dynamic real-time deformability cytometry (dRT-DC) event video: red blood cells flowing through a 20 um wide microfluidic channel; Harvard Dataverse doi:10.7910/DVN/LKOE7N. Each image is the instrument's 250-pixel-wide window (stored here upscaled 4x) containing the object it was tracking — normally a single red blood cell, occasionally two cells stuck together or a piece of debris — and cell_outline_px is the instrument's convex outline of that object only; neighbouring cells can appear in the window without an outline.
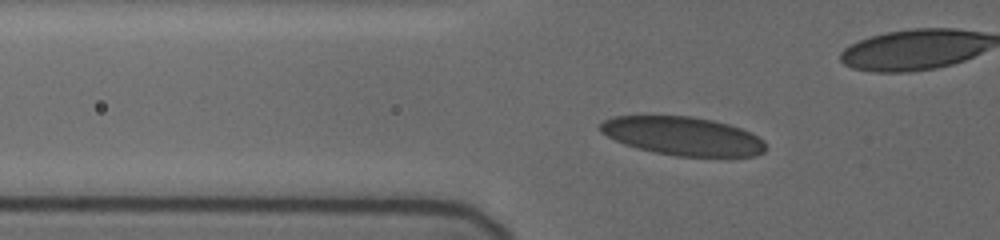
{"species": "human", "species_latin": "Homo sapiens", "temperature_condition": "cold", "stored_images_in_passage": 35, "camera_frame_rate_fps": 3000, "um_per_image_px": 0.085, "donor": {"sex": "female"}, "frame": {"image": 1, "passage_image": 5, "time_ms": 1.667, "image_size_px": [1000, 240], "cell_outline_px": [[764, 152], [756, 156], [676, 156], [636, 148], [624, 144], [600, 132], [600, 124], [604, 120], [616, 116], [692, 116], [712, 120], [728, 124], [740, 128], [764, 140]], "centroid_in_image_um": [58.02, 11.56], "position_along_channel_um": 67.8, "area_um2": 36.82}}
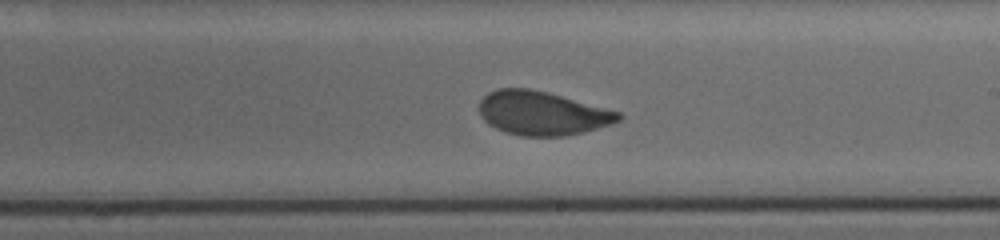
{"frame": {"image": 2, "passage_image": 18, "time_ms": 6.667, "image_size_px": [1000, 240], "cell_outline_px": [[624, 116], [620, 120], [612, 124], [584, 132], [564, 136], [520, 136], [504, 132], [488, 124], [480, 116], [480, 100], [488, 92], [500, 88], [528, 88], [560, 96], [620, 112]], "centroid_in_image_um": [46.07, 9.64], "position_along_channel_um": 242.9, "area_um2": 35.37}}
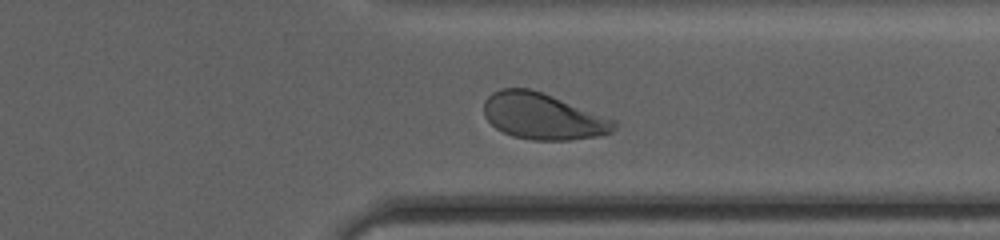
{"frame": {"image": 3, "passage_image": 26, "time_ms": 10.0, "image_size_px": [1000, 240], "cell_outline_px": [[616, 128], [612, 132], [596, 136], [568, 140], [532, 140], [512, 136], [496, 128], [484, 116], [484, 100], [492, 92], [500, 88], [528, 88], [552, 96], [616, 120]], "centroid_in_image_um": [46.12, 9.89], "position_along_channel_um": 365.3, "area_um2": 34.91}, "authors_computed_cell_mechanics": {"area_um2": 36.1828, "velocity_mm_per_s": 3.6797, "shape_relaxation_time_tau1_ms": 4.6365, "shape_relaxation_time_tau2_ms": null, "deformation_change_tau1": 0.1216, "deformation_change_tau2": null}}